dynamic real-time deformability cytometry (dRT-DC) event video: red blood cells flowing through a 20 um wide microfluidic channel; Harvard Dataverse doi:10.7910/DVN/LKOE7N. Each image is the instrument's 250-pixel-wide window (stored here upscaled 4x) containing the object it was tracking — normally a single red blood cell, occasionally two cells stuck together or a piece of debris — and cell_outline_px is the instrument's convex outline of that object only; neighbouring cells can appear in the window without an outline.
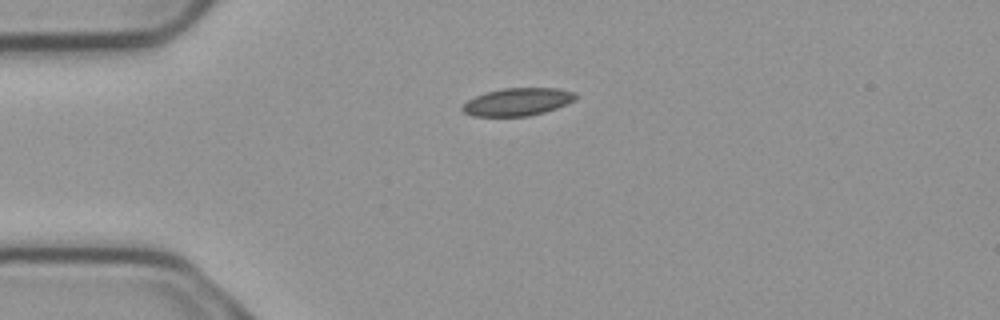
{"species": "common noctule bat (a hibernating species)", "species_latin": "Nyctalus noctula", "temperature_condition": "cold", "stored_images_in_passage": 4, "camera_frame_rate_fps": 3000, "um_per_image_px": 0.085, "animal": {"sex": "male", "body_mass_g": 23.1, "forearm_length_mm": 52.7}, "frame": {"image": 1, "passage_image": 4, "time_ms": 1.0, "image_size_px": [1000, 320], "cell_outline_px": [[580, 96], [576, 100], [556, 108], [544, 112], [528, 116], [472, 116], [464, 112], [460, 108], [468, 100], [484, 92], [504, 88], [556, 88], [576, 92]], "centroid_in_image_um": [44.03, 8.65], "position_along_channel_um": 41.0, "area_um2": 18.38}}